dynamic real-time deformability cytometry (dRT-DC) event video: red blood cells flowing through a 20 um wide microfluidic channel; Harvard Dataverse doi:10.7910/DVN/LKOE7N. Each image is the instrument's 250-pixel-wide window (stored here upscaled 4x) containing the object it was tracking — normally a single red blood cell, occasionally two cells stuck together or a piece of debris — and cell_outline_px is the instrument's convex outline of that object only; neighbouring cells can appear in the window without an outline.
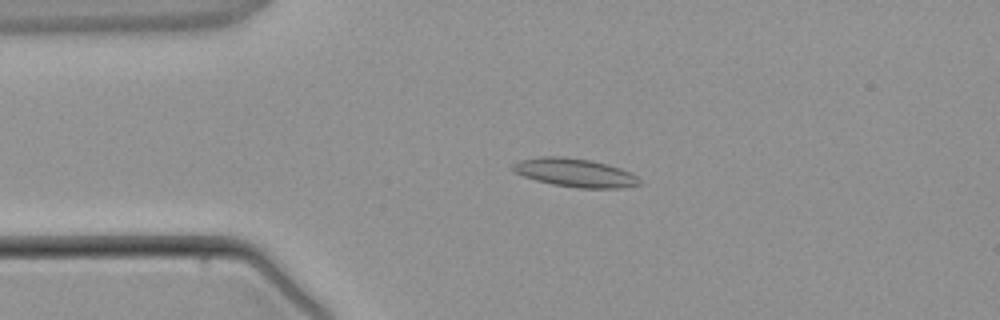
{"species": "common noctule bat (a hibernating species)", "species_latin": "Nyctalus noctula", "temperature_condition": "warm", "stored_images_in_passage": 3, "camera_frame_rate_fps": 3000, "um_per_image_px": 0.085, "animal": {"sex": "male", "body_mass_g": 21.5, "forearm_length_mm": 52.0}, "frame": {"image": 1, "passage_image": 1, "time_ms": 0.0, "image_size_px": [1000, 320], "cell_outline_px": [[644, 184], [624, 188], [576, 188], [552, 184], [536, 180], [512, 172], [512, 164], [520, 160], [540, 156], [564, 156], [592, 160], [620, 168], [636, 176]], "centroid_in_image_um": [48.87, 14.68], "position_along_channel_um": 36.1, "area_um2": 21.21}}
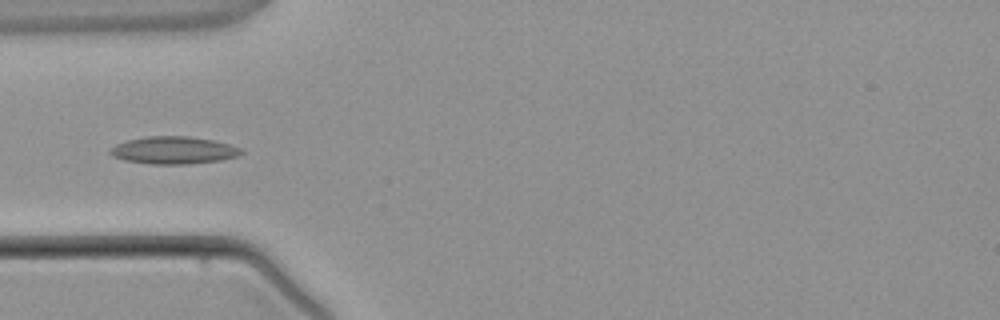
{"frame": {"image": 2, "passage_image": 2, "time_ms": 1.333, "image_size_px": [1000, 320], "cell_outline_px": [[244, 152], [236, 156], [220, 160], [188, 164], [148, 164], [124, 160], [112, 156], [108, 152], [116, 144], [128, 140], [144, 136], [188, 136], [212, 140], [228, 144], [240, 148]], "centroid_in_image_um": [14.72, 12.77], "position_along_channel_um": 70.3, "area_um2": 20.87}}
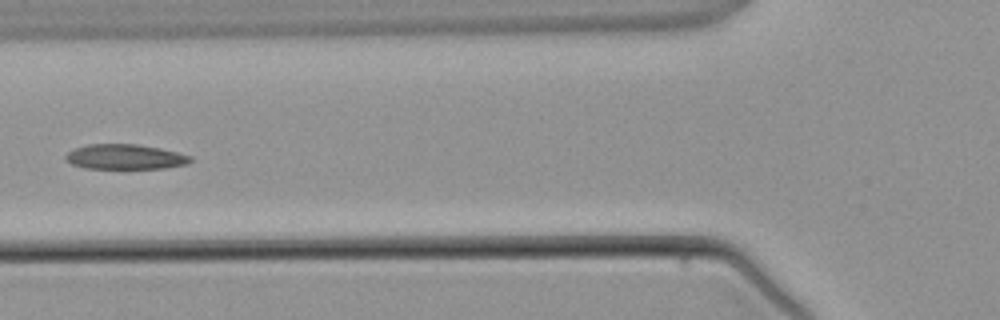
{"frame": {"image": 3, "passage_image": 3, "time_ms": 2.333, "image_size_px": [1000, 320], "cell_outline_px": [[192, 160], [188, 164], [164, 168], [84, 168], [72, 164], [64, 160], [64, 156], [68, 152], [76, 148], [88, 144], [136, 144], [160, 148], [192, 156]], "centroid_in_image_um": [10.62, 13.33], "position_along_channel_um": 115.2, "area_um2": 18.15}}